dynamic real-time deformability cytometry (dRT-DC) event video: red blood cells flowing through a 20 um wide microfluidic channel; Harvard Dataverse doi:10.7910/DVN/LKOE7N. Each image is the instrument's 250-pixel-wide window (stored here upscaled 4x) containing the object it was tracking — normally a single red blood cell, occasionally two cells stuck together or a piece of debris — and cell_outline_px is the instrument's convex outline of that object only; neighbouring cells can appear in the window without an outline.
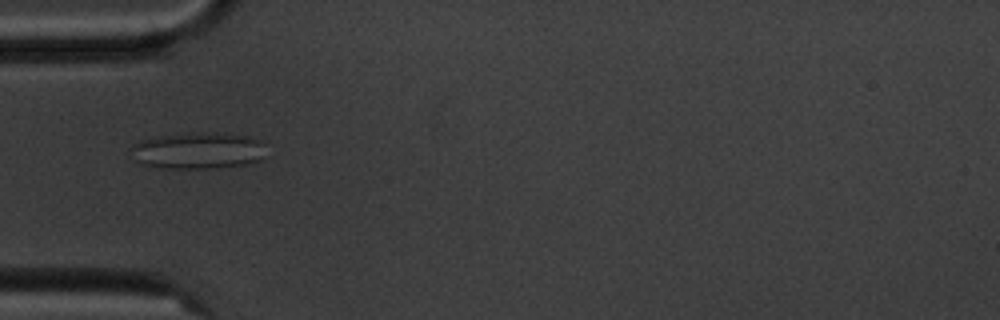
{"species": "common noctule bat (a hibernating species)", "species_latin": "Nyctalus noctula", "temperature_condition": "cold", "stored_images_in_passage": 5, "camera_frame_rate_fps": 3000, "um_per_image_px": 0.085, "animal": {"sex": "male", "body_mass_g": 20.1, "forearm_length_mm": 53.5}, "frame": {"image": 1, "passage_image": 5, "time_ms": 4.667, "image_size_px": [1000, 320], "cell_outline_px": [[264, 144], [260, 160], [252, 164], [208, 168], [164, 168], [140, 164], [136, 160], [132, 148], [132, 144], [144, 140], [160, 136], [188, 132], [224, 132], [244, 136], [256, 140]], "centroid_in_image_um": [16.83, 12.8], "position_along_channel_um": 68.2, "area_um2": 28.61}}